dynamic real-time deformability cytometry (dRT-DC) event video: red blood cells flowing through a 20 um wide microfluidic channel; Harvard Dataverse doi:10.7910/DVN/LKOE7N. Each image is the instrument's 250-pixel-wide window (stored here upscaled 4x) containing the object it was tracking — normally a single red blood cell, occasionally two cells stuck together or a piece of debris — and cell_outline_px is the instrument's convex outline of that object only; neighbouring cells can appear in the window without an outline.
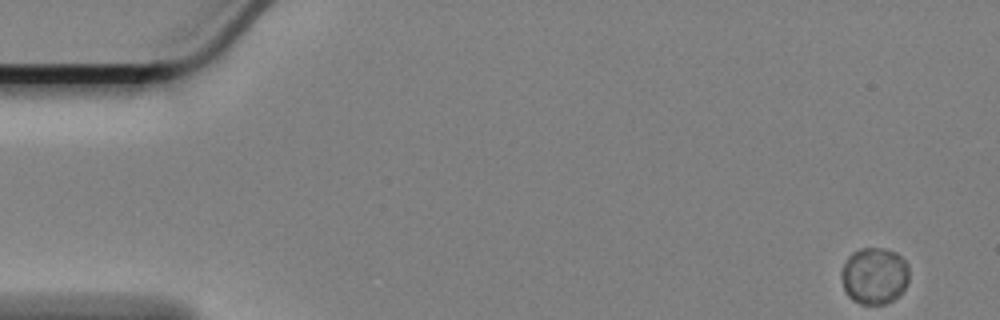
{"species": "Egyptian fruit bat (a non-hibernating species)", "species_latin": "Rousettus aegyptiacus", "temperature_condition": "cold", "stored_images_in_passage": 58, "camera_frame_rate_fps": 3000, "um_per_image_px": 0.085, "animal": {"sex": "female"}, "frame": {"image": 1, "passage_image": 1, "time_ms": 0.0, "image_size_px": [1000, 320], "cell_outline_px": [[908, 284], [892, 300], [884, 304], [860, 304], [852, 300], [844, 292], [840, 276], [840, 272], [848, 256], [852, 252], [860, 248], [884, 248], [896, 252], [908, 264]], "centroid_in_image_um": [74.29, 23.43], "position_along_channel_um": 10.7, "area_um2": 22.6}}
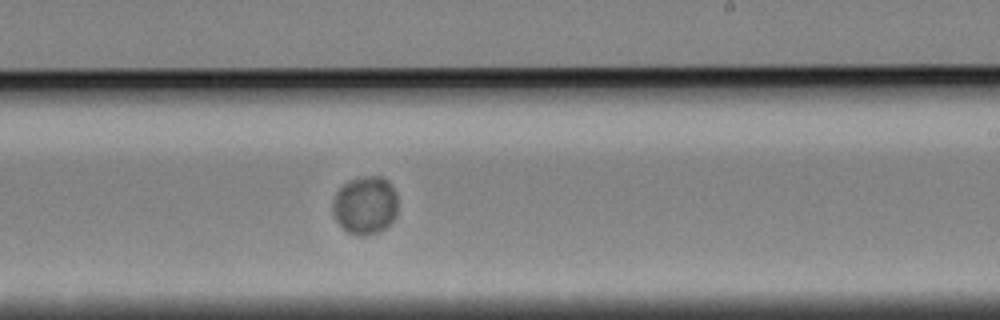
{"frame": {"image": 2, "passage_image": 34, "time_ms": 11.0, "image_size_px": [1000, 320], "cell_outline_px": [[396, 216], [384, 228], [376, 232], [364, 236], [356, 236], [348, 232], [336, 220], [332, 212], [332, 204], [336, 192], [348, 180], [368, 176], [384, 176], [388, 180], [396, 192]], "centroid_in_image_um": [31.03, 17.43], "position_along_channel_um": 258.0, "area_um2": 22.02}}
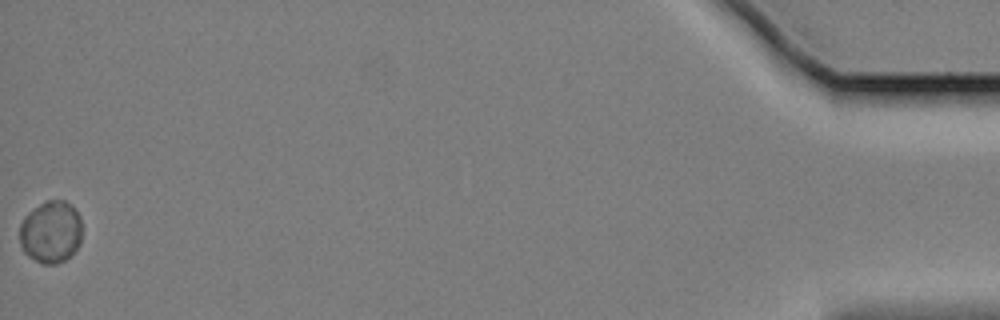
{"frame": {"image": 3, "passage_image": 58, "time_ms": 19.0, "image_size_px": [1000, 320], "cell_outline_px": [[80, 244], [64, 260], [56, 264], [44, 264], [28, 256], [24, 252], [20, 244], [20, 224], [24, 216], [28, 212], [40, 204], [48, 200], [64, 200], [72, 204], [76, 208], [80, 216]], "centroid_in_image_um": [4.31, 19.69], "position_along_channel_um": 430.9, "area_um2": 22.6}, "authors_computed_cell_mechanics": {"area_um2": 22.2819, "velocity_mm_per_s": 3.3334, "shape_relaxation_time_tau1_ms": 0.8725, "shape_relaxation_time_tau2_ms": null, "deformation_change_tau1": 0.0081, "deformation_change_tau2": null}}